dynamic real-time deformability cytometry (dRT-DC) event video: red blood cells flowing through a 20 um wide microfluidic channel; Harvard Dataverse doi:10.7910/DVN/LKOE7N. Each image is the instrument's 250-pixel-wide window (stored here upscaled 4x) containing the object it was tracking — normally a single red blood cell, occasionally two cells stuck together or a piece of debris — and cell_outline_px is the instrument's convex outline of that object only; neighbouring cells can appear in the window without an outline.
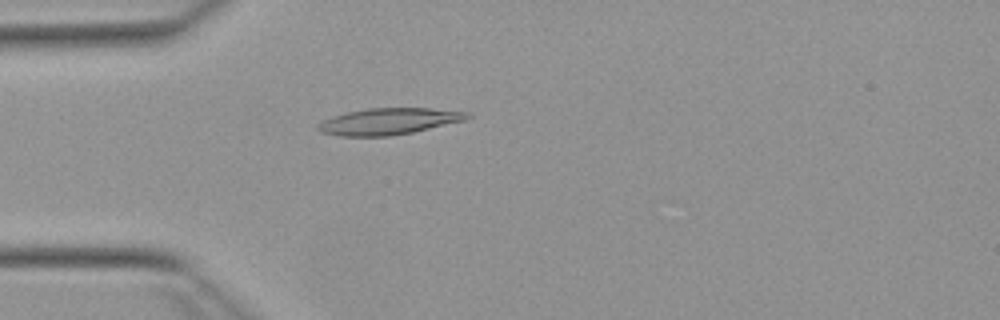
{"species": "Egyptian fruit bat (a non-hibernating species)", "species_latin": "Rousettus aegyptiacus", "temperature_condition": "warm", "stored_images_in_passage": 48, "camera_frame_rate_fps": 3000, "um_per_image_px": 0.085, "animal": {"sex": "female"}, "frame": {"image": 1, "passage_image": 11, "time_ms": 3.333, "image_size_px": [1000, 320], "cell_outline_px": [[472, 116], [464, 120], [412, 132], [392, 136], [340, 136], [320, 132], [316, 128], [316, 124], [332, 116], [348, 112], [368, 108], [428, 108], [468, 112]], "centroid_in_image_um": [33.0, 10.32], "position_along_channel_um": 52.0, "area_um2": 22.89}}
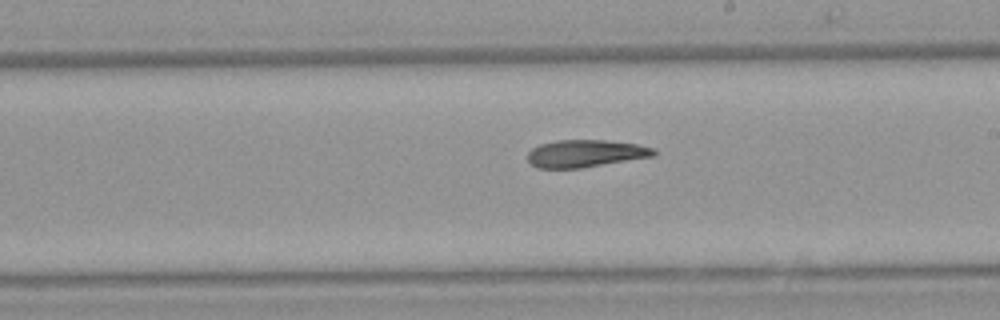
{"frame": {"image": 2, "passage_image": 26, "time_ms": 8.333, "image_size_px": [1000, 320], "cell_outline_px": [[656, 156], [580, 168], [536, 168], [528, 160], [528, 152], [532, 148], [540, 144], [556, 140], [604, 140], [636, 144], [656, 148]], "centroid_in_image_um": [49.78, 13.04], "position_along_channel_um": 239.2, "area_um2": 20.17}}
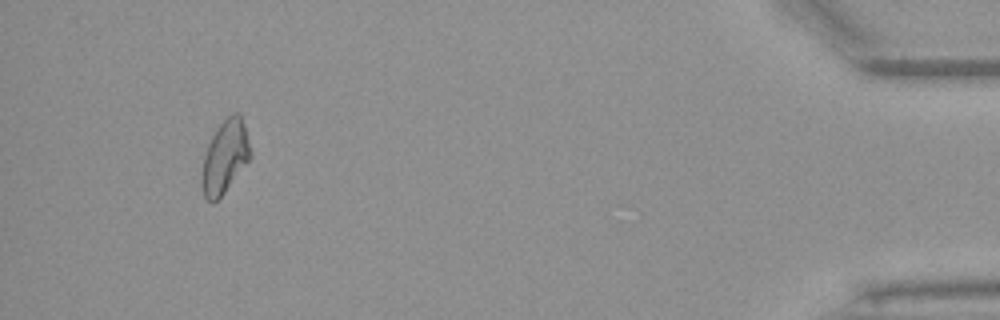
{"frame": {"image": 3, "passage_image": 45, "time_ms": 14.667, "image_size_px": [1000, 320], "cell_outline_px": [[252, 156], [224, 192], [212, 204], [204, 196], [200, 184], [200, 172], [204, 156], [208, 144], [216, 128], [232, 112], [240, 112], [252, 152]], "centroid_in_image_um": [19.1, 13.33], "position_along_channel_um": 416.1, "area_um2": 20.69}, "authors_computed_cell_mechanics": {"area_um2": 20.808, "velocity_mm_per_s": 3.9277, "shape_relaxation_time_tau1_ms": 9.5215, "shape_relaxation_time_tau2_ms": 7.9861, "deformation_change_tau1": 0.2239, "deformation_change_tau2": 0.1702}}